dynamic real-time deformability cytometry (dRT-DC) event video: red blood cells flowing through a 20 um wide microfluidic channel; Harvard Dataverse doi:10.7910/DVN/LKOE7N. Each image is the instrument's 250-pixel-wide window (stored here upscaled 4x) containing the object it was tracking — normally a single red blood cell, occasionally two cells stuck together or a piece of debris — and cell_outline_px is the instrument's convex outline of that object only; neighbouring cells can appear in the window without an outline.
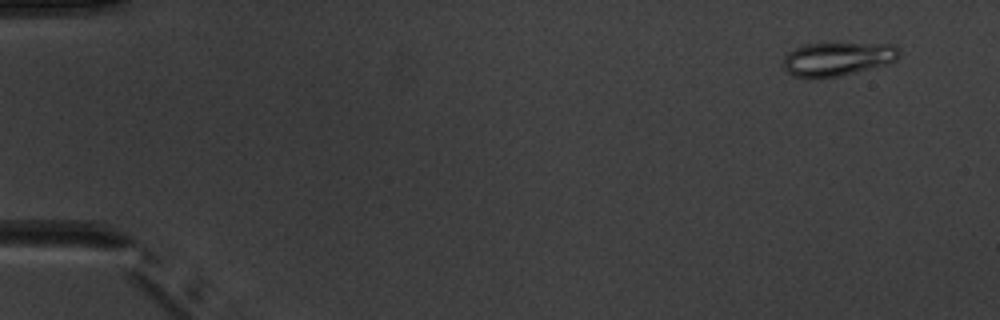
{"species": "common noctule bat (a hibernating species)", "species_latin": "Nyctalus noctula", "temperature_condition": "warm", "stored_images_in_passage": 7, "camera_frame_rate_fps": 3000, "um_per_image_px": 0.085, "animal": {"sex": "male", "body_mass_g": 20.1, "forearm_length_mm": 53.5}, "frame": {"image": 1, "passage_image": 1, "time_ms": 0.0, "image_size_px": [1000, 320], "cell_outline_px": [[900, 56], [896, 60], [888, 64], [840, 76], [816, 80], [792, 76], [784, 68], [784, 56], [788, 52], [804, 44], [892, 44], [900, 48]], "centroid_in_image_um": [71.18, 5.04], "position_along_channel_um": 13.8, "area_um2": 23.0}}
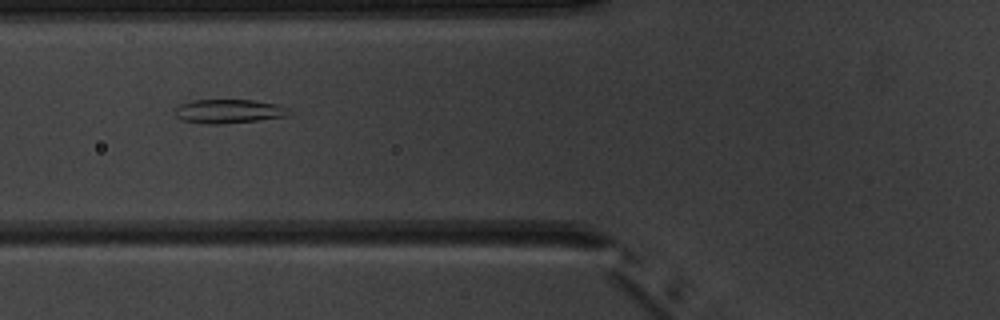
{"frame": {"image": 2, "passage_image": 6, "time_ms": 5.667, "image_size_px": [1000, 320], "cell_outline_px": [[288, 116], [256, 120], [220, 124], [208, 124], [180, 120], [172, 112], [172, 108], [180, 104], [192, 100], [252, 100], [276, 104], [288, 108]], "centroid_in_image_um": [19.34, 9.45], "position_along_channel_um": 106.5, "area_um2": 15.95}}
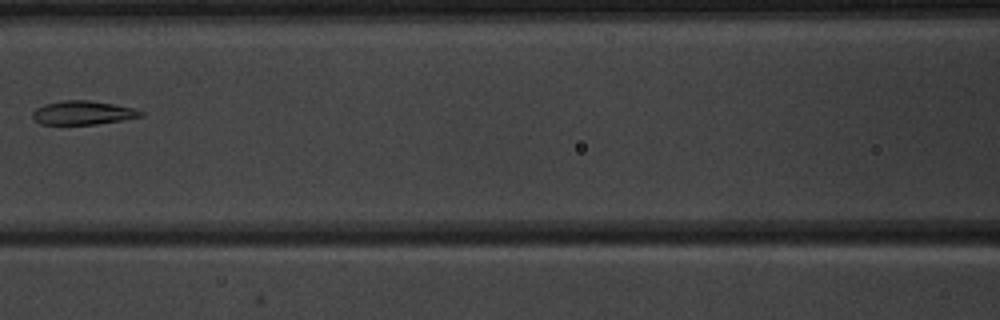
{"frame": {"image": 3, "passage_image": 7, "time_ms": 7.0, "image_size_px": [1000, 320], "cell_outline_px": [[144, 116], [96, 124], [40, 124], [32, 116], [32, 112], [36, 108], [44, 104], [64, 100], [92, 100], [132, 108], [144, 112]], "centroid_in_image_um": [7.03, 9.58], "position_along_channel_um": 159.6, "area_um2": 14.85}}